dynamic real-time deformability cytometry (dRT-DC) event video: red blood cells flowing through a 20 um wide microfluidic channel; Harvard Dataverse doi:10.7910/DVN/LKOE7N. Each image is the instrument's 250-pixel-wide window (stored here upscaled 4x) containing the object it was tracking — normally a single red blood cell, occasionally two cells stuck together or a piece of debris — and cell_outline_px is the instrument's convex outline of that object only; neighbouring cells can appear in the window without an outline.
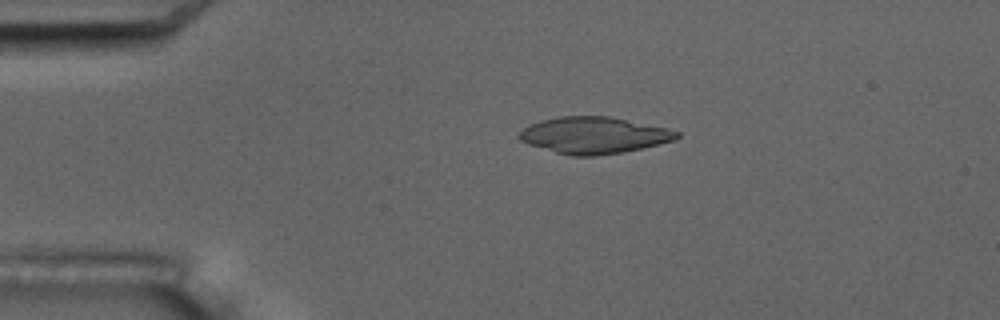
{"species": "common noctule bat (a hibernating species)", "species_latin": "Nyctalus noctula", "temperature_condition": "room temperature", "stored_images_in_passage": 5, "camera_frame_rate_fps": 3000, "um_per_image_px": 0.085, "animal": {"sex": "male", "body_mass_g": 17.5, "forearm_length_mm": 52.3}, "frame": {"image": 1, "passage_image": 4, "time_ms": 3.667, "image_size_px": [1000, 320], "cell_outline_px": [[680, 136], [676, 140], [660, 144], [624, 152], [596, 156], [572, 156], [556, 152], [528, 144], [520, 140], [516, 136], [528, 124], [540, 120], [560, 116], [608, 116], [668, 128], [680, 132]], "centroid_in_image_um": [50.49, 11.49], "position_along_channel_um": 34.5, "area_um2": 33.76}}